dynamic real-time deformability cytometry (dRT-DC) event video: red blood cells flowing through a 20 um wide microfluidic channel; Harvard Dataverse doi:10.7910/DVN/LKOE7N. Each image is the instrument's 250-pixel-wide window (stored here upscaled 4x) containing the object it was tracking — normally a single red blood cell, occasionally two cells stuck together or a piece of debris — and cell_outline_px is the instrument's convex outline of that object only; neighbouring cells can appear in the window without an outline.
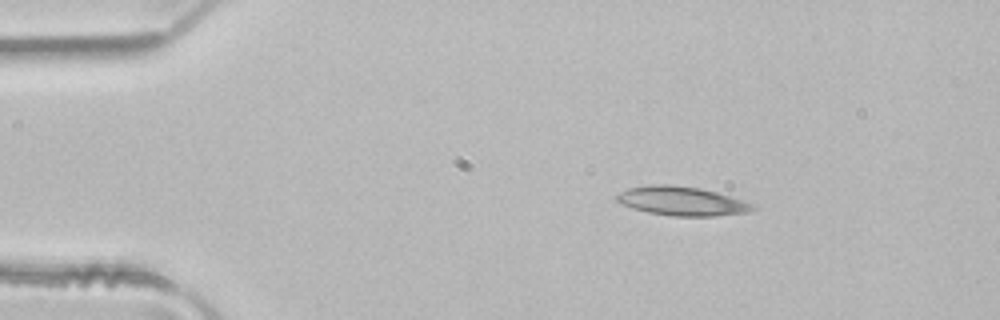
{"species": "common noctule bat (a hibernating species)", "species_latin": "Nyctalus noctula", "temperature_condition": "room temperature", "stored_images_in_passage": 3, "camera_frame_rate_fps": 3000, "um_per_image_px": 0.085, "animal": {"sex": "male", "body_mass_g": 21.5, "forearm_length_mm": 52.0}, "frame": {"image": 1, "passage_image": 1, "time_ms": 0.0, "image_size_px": [1000, 320], "cell_outline_px": [[756, 208], [748, 212], [716, 216], [672, 216], [648, 212], [632, 208], [620, 204], [612, 196], [628, 188], [656, 184], [668, 184], [700, 188], [716, 192], [752, 204]], "centroid_in_image_um": [57.88, 17.09], "position_along_channel_um": 27.1, "area_um2": 22.89}}
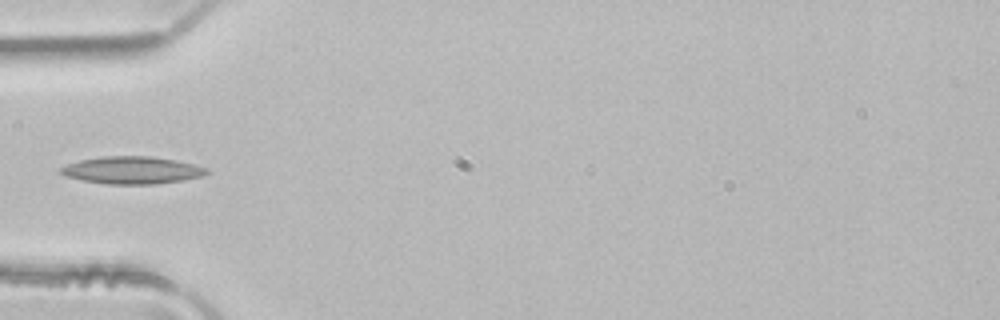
{"frame": {"image": 2, "passage_image": 3, "time_ms": 0.667, "image_size_px": [1000, 320], "cell_outline_px": [[212, 172], [204, 176], [156, 184], [108, 184], [84, 180], [64, 176], [60, 172], [60, 168], [68, 164], [80, 160], [104, 156], [152, 156], [176, 160], [208, 168]], "centroid_in_image_um": [11.26, 14.46], "position_along_channel_um": 73.7, "area_um2": 23.24}}